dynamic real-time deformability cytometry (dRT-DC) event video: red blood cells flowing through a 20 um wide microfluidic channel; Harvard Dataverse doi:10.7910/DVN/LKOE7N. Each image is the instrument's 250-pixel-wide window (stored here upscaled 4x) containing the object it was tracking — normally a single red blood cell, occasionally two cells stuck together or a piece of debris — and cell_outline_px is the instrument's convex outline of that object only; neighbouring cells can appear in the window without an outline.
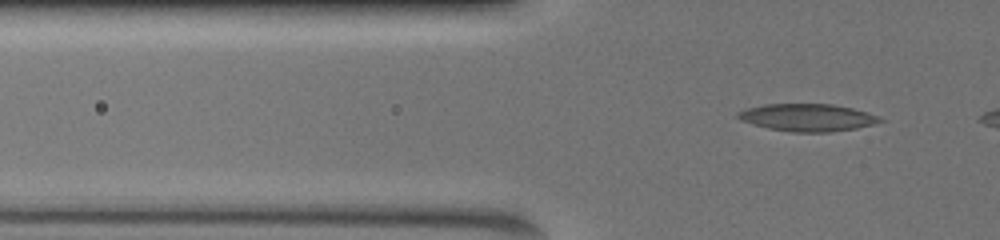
{"species": "common noctule bat (a hibernating species)", "species_latin": "Nyctalus noctula", "temperature_condition": "warm", "stored_images_in_passage": 41, "camera_frame_rate_fps": 3000, "um_per_image_px": 0.085, "animal": {"sex": "female", "body_mass_g": 19.5, "forearm_length_mm": 54.1}, "frame": {"image": 1, "passage_image": 7, "time_ms": 2.0, "image_size_px": [1000, 240], "cell_outline_px": [[884, 120], [872, 124], [856, 128], [828, 132], [792, 132], [768, 128], [752, 124], [740, 120], [736, 116], [736, 112], [744, 108], [764, 104], [832, 104], [852, 108], [868, 112]], "centroid_in_image_um": [68.56, 9.98], "position_along_channel_um": 57.2, "area_um2": 22.66}}
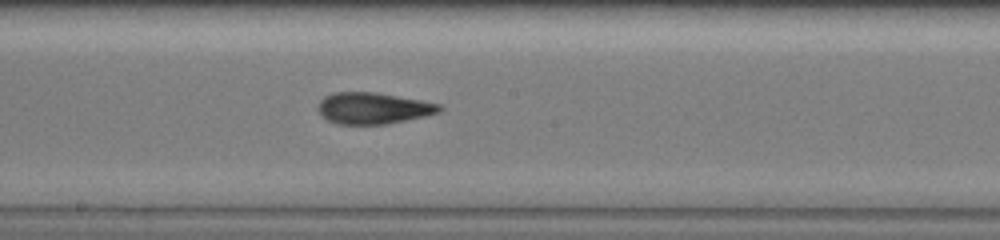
{"frame": {"image": 2, "passage_image": 22, "time_ms": 7.0, "image_size_px": [1000, 240], "cell_outline_px": [[444, 108], [440, 112], [424, 116], [388, 124], [336, 124], [320, 116], [316, 108], [320, 100], [324, 96], [332, 92], [376, 92], [420, 100], [440, 104]], "centroid_in_image_um": [31.67, 9.2], "position_along_channel_um": 216.5, "area_um2": 22.43}}
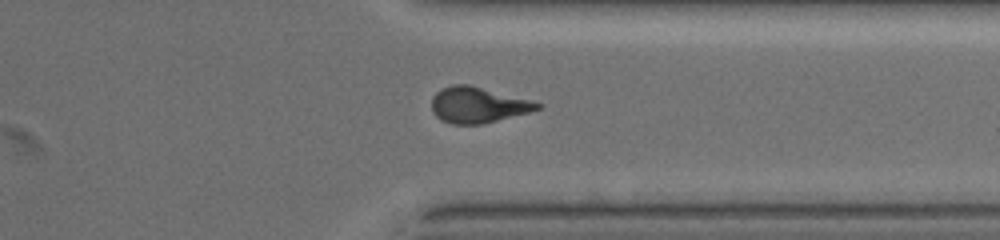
{"frame": {"image": 3, "passage_image": 35, "time_ms": 11.333, "image_size_px": [1000, 240], "cell_outline_px": [[540, 108], [528, 112], [480, 124], [452, 124], [440, 120], [432, 112], [432, 96], [440, 88], [452, 84], [468, 84], [528, 100], [540, 104]], "centroid_in_image_um": [40.51, 8.91], "position_along_channel_um": 370.9, "area_um2": 21.62}}